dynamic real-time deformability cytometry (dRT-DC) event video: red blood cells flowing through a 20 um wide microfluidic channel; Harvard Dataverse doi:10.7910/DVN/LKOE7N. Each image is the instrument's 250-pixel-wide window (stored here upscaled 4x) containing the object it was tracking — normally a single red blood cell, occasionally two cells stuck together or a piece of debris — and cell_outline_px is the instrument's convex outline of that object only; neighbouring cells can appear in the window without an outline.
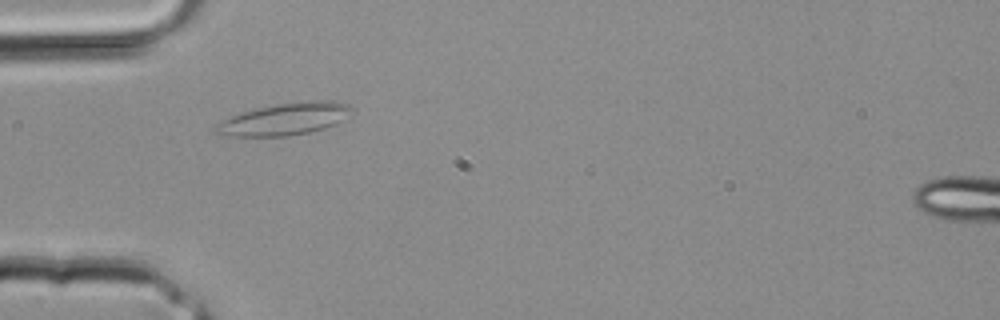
{"species": "common noctule bat (a hibernating species)", "species_latin": "Nyctalus noctula", "temperature_condition": "room temperature", "stored_images_in_passage": 3, "camera_frame_rate_fps": 3000, "um_per_image_px": 0.085, "animal": {"sex": "male", "body_mass_g": 20.4}, "frame": {"image": 1, "passage_image": 2, "time_ms": 0.333, "image_size_px": [1000, 320], "cell_outline_px": [[356, 112], [336, 124], [324, 128], [308, 132], [288, 136], [232, 136], [212, 132], [212, 128], [220, 120], [244, 112], [276, 104], [304, 100], [336, 100], [348, 104]], "centroid_in_image_um": [24.26, 10.11], "position_along_channel_um": 60.7, "area_um2": 25.66}}
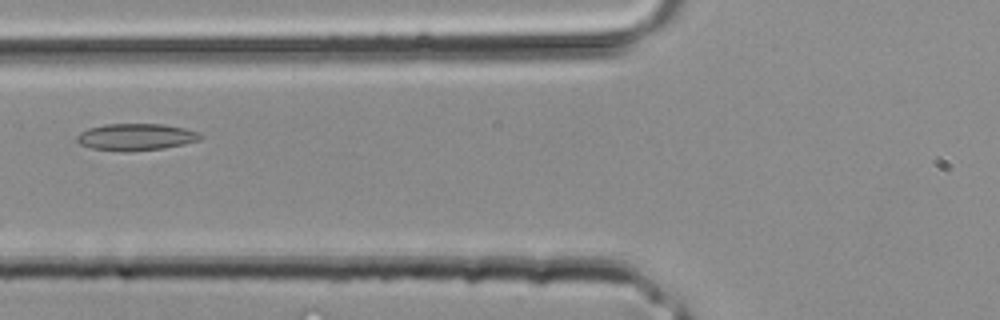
{"frame": {"image": 2, "passage_image": 3, "time_ms": 0.667, "image_size_px": [1000, 320], "cell_outline_px": [[204, 136], [200, 140], [184, 144], [164, 148], [128, 152], [124, 152], [92, 148], [80, 144], [76, 140], [76, 136], [80, 132], [88, 128], [108, 124], [164, 124], [184, 128], [200, 132]], "centroid_in_image_um": [11.58, 11.65], "position_along_channel_um": 114.2, "area_um2": 19.48}}